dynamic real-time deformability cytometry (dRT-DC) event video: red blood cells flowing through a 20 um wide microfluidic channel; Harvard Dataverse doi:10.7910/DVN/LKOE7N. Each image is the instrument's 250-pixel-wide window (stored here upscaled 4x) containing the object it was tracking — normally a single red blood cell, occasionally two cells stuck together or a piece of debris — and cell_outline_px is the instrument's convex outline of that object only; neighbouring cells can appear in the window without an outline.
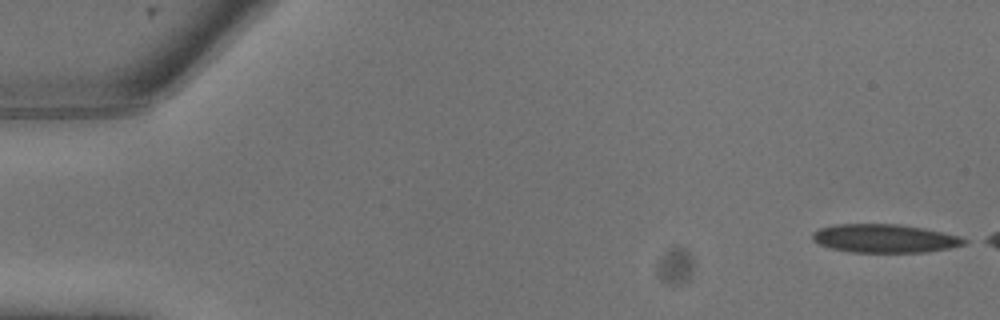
{"species": "common noctule bat (a hibernating species)", "species_latin": "Nyctalus noctula", "temperature_condition": "warm", "stored_images_in_passage": 9, "camera_frame_rate_fps": 3000, "um_per_image_px": 0.085, "animal": {"sex": "male", "body_mass_g": 13.3}, "frame": {"image": 1, "passage_image": 1, "time_ms": 0.0, "image_size_px": [1000, 320], "cell_outline_px": [[968, 240], [964, 244], [948, 248], [928, 252], [852, 252], [828, 248], [812, 240], [812, 232], [820, 228], [832, 224], [900, 224], [924, 228], [960, 236]], "centroid_in_image_um": [75.16, 20.26], "position_along_channel_um": 9.8, "area_um2": 25.26}}
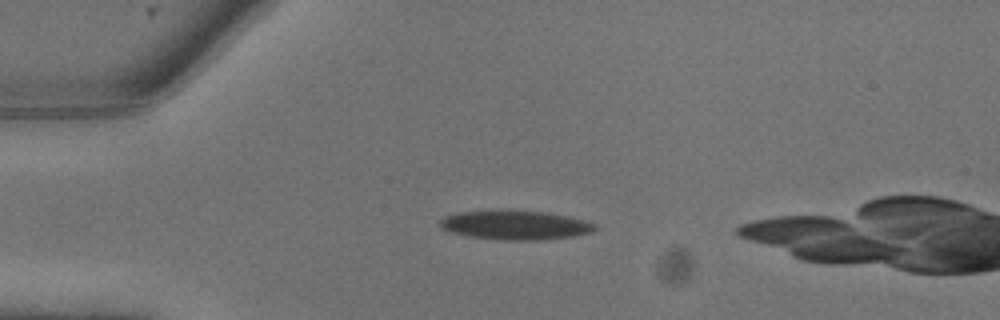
{"frame": {"image": 2, "passage_image": 6, "time_ms": 1.667, "image_size_px": [1000, 320], "cell_outline_px": [[600, 228], [592, 232], [572, 236], [540, 240], [500, 240], [468, 236], [452, 232], [440, 228], [440, 220], [444, 216], [456, 212], [548, 212], [568, 216], [584, 220], [596, 224]], "centroid_in_image_um": [43.84, 19.16], "position_along_channel_um": 41.2, "area_um2": 25.84}}
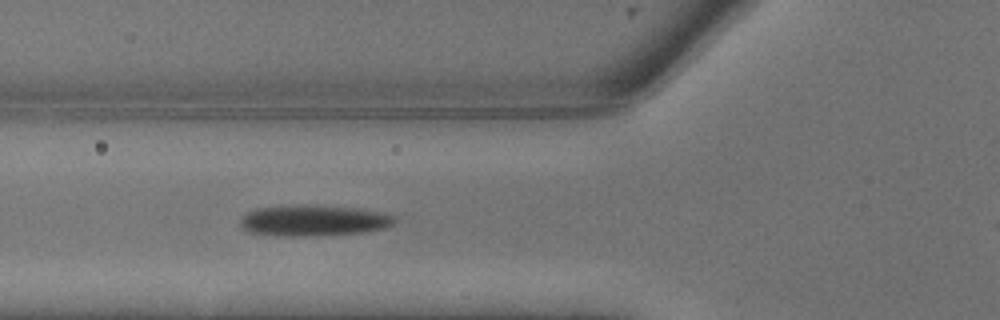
{"frame": {"image": 3, "passage_image": 9, "time_ms": 2.667, "image_size_px": [1000, 320], "cell_outline_px": [[396, 220], [388, 228], [364, 232], [304, 236], [296, 236], [252, 232], [244, 228], [240, 224], [240, 220], [248, 212], [256, 208], [292, 204], [304, 204], [360, 208], [384, 212], [396, 216]], "centroid_in_image_um": [26.74, 18.71], "position_along_channel_um": 99.1, "area_um2": 27.92}}